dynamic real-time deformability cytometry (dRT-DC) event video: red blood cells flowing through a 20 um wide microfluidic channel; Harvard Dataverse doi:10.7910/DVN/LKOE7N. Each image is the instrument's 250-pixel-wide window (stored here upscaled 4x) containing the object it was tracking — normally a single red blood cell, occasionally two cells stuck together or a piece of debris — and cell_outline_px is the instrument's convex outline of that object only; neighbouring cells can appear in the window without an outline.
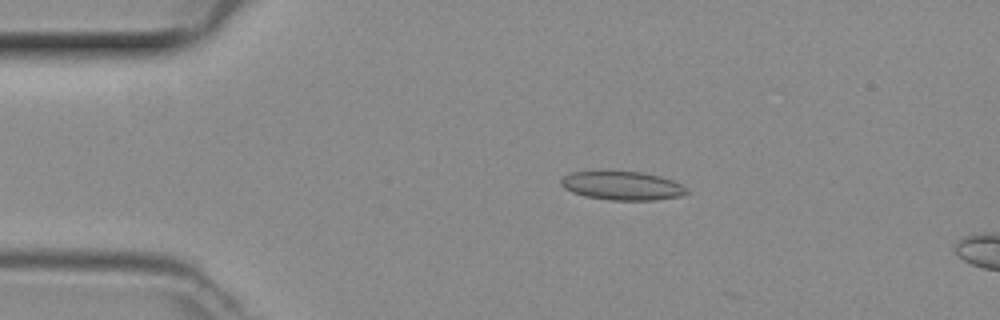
{"species": "common noctule bat (a hibernating species)", "species_latin": "Nyctalus noctula", "temperature_condition": "room temperature", "stored_images_in_passage": 11, "camera_frame_rate_fps": 3000, "um_per_image_px": 0.085, "animal": {"sex": "female", "body_mass_g": 29.2, "forearm_length_mm": 56.3}, "frame": {"image": 1, "passage_image": 10, "time_ms": 3.0, "image_size_px": [1000, 320], "cell_outline_px": [[688, 192], [680, 196], [656, 200], [608, 200], [584, 196], [572, 192], [564, 188], [560, 184], [560, 180], [564, 176], [572, 172], [640, 172], [660, 176], [672, 180], [688, 188]], "centroid_in_image_um": [52.89, 15.8], "position_along_channel_um": 32.1, "area_um2": 20.87}}